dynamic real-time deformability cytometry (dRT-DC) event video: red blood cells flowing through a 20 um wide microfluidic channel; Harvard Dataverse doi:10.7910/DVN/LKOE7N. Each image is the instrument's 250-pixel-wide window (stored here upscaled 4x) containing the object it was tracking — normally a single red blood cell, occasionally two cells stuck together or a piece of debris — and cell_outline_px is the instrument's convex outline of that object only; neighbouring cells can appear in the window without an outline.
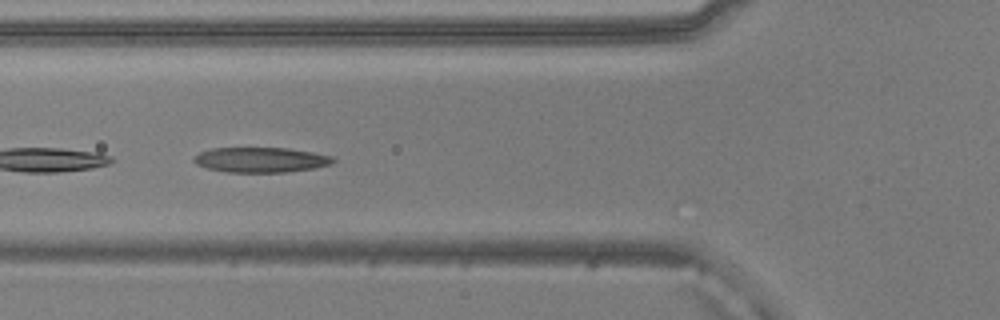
{"species": "common noctule bat (a hibernating species)", "species_latin": "Nyctalus noctula", "temperature_condition": "warm", "stored_images_in_passage": 15, "camera_frame_rate_fps": 3000, "um_per_image_px": 0.085, "animal": {"sex": "male", "body_mass_g": 20.5, "forearm_length_mm": 52.5}, "frame": {"image": 1, "passage_image": 5, "time_ms": 1.333, "image_size_px": [1000, 320], "cell_outline_px": [[336, 160], [332, 164], [316, 168], [288, 172], [224, 172], [208, 168], [196, 164], [192, 160], [200, 152], [212, 148], [288, 148], [312, 152], [332, 156]], "centroid_in_image_um": [22.2, 13.59], "position_along_channel_um": 103.6, "area_um2": 20.4}}